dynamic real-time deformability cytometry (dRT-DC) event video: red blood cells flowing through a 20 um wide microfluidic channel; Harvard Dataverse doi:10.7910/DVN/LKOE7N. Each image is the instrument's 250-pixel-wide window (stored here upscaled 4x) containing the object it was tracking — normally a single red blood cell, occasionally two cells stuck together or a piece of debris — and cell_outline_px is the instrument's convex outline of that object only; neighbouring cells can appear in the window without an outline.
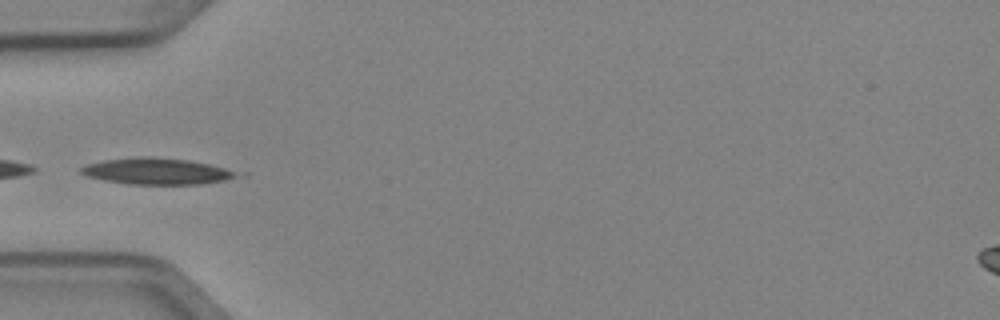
{"species": "Egyptian fruit bat (a non-hibernating species)", "species_latin": "Rousettus aegyptiacus", "temperature_condition": "cold", "stored_images_in_passage": 5, "camera_frame_rate_fps": 3000, "um_per_image_px": 0.085, "animal": {"sex": "female"}, "frame": {"image": 1, "passage_image": 5, "time_ms": 1.333, "image_size_px": [1000, 320], "cell_outline_px": [[236, 176], [224, 180], [200, 184], [128, 184], [104, 180], [88, 176], [80, 172], [80, 168], [84, 164], [104, 160], [132, 156], [152, 156], [188, 160], [208, 164], [224, 168], [236, 172]], "centroid_in_image_um": [13.22, 14.54], "position_along_channel_um": 71.8, "area_um2": 23.76}}